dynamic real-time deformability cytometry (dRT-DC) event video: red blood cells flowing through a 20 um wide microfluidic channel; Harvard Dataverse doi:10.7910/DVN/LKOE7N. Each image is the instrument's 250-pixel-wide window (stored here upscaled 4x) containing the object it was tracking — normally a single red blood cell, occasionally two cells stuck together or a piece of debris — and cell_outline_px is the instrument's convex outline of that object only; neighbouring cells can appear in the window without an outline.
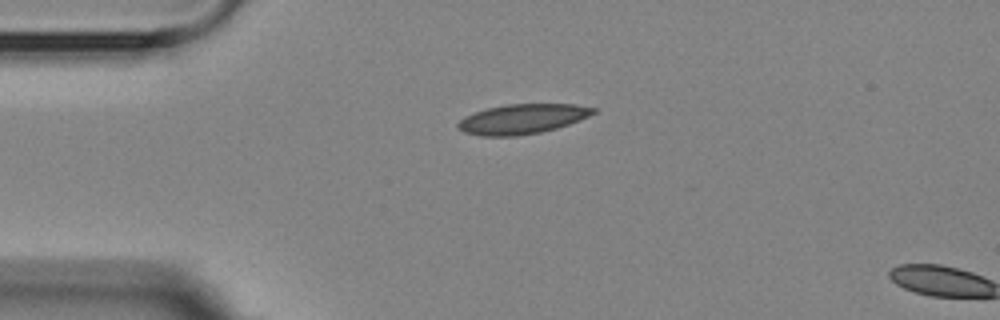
{"species": "Egyptian fruit bat (a non-hibernating species)", "species_latin": "Rousettus aegyptiacus", "temperature_condition": "room temperature", "stored_images_in_passage": 2, "camera_frame_rate_fps": 3000, "um_per_image_px": 0.085, "animal": {"sex": "female"}, "frame": {"image": 1, "passage_image": 1, "time_ms": 0.0, "image_size_px": [1000, 320], "cell_outline_px": [[596, 112], [580, 120], [556, 128], [540, 132], [516, 136], [480, 136], [464, 132], [456, 128], [456, 124], [464, 116], [488, 108], [508, 104], [576, 104], [596, 108]], "centroid_in_image_um": [44.38, 10.11], "position_along_channel_um": 40.6, "area_um2": 23.47}}